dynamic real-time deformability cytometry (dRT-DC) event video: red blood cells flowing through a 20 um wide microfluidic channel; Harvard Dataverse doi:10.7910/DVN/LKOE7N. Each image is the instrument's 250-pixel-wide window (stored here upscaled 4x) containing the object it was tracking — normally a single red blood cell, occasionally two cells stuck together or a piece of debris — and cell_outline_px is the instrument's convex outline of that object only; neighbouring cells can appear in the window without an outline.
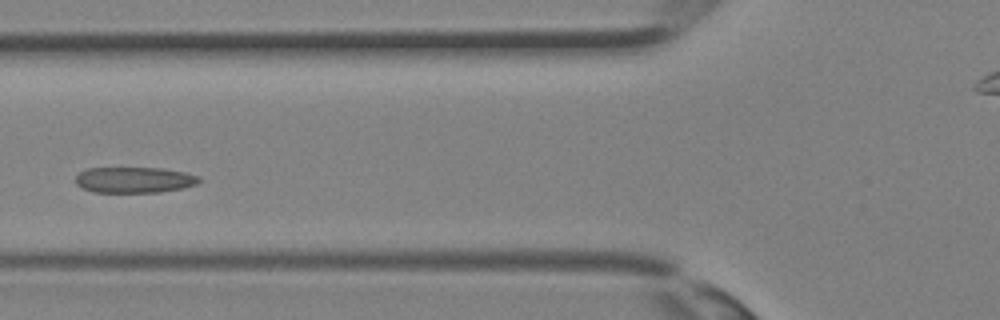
{"species": "Egyptian fruit bat (a non-hibernating species)", "species_latin": "Rousettus aegyptiacus", "temperature_condition": "room temperature", "stored_images_in_passage": 33, "camera_frame_rate_fps": 3000, "um_per_image_px": 0.085, "animal": {"sex": "female"}, "frame": {"image": 1, "passage_image": 10, "time_ms": 3.0, "image_size_px": [1000, 320], "cell_outline_px": [[200, 180], [196, 184], [184, 188], [160, 192], [92, 192], [76, 184], [76, 176], [80, 172], [88, 168], [164, 168], [184, 172], [200, 176]], "centroid_in_image_um": [11.44, 15.29], "position_along_channel_um": 114.4, "area_um2": 18.61}}
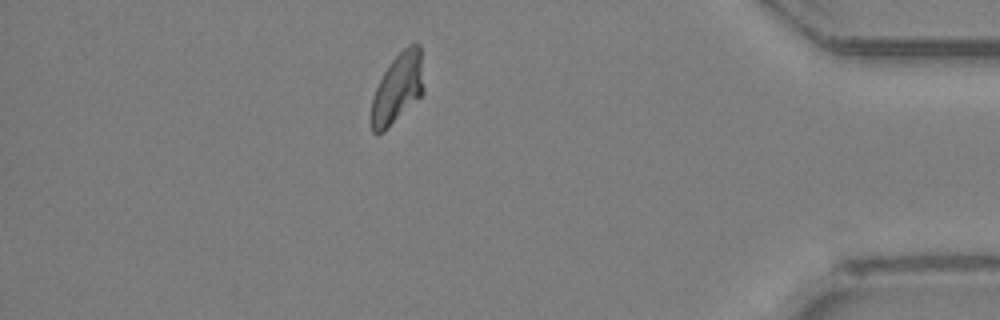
{"frame": {"image": 2, "passage_image": 33, "time_ms": 10.667, "image_size_px": [1000, 320], "cell_outline_px": [[424, 92], [384, 132], [376, 136], [372, 132], [368, 120], [368, 116], [372, 96], [388, 64], [408, 44], [420, 44], [424, 88]], "centroid_in_image_um": [33.74, 7.57], "position_along_channel_um": 401.5, "area_um2": 21.79}}